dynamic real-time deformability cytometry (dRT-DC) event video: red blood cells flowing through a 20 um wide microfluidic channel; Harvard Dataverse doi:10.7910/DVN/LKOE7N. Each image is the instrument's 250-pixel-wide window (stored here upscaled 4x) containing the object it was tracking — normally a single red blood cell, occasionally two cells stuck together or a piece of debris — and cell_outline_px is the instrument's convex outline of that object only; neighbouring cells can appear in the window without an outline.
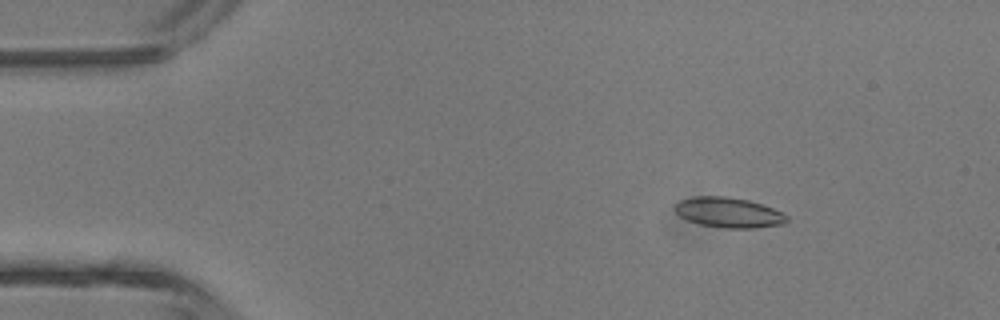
{"species": "common noctule bat (a hibernating species)", "species_latin": "Nyctalus noctula", "temperature_condition": "room temperature", "stored_images_in_passage": 4, "camera_frame_rate_fps": 3000, "um_per_image_px": 0.085, "animal": {"sex": "male", "body_mass_g": 13.3}, "frame": {"image": 1, "passage_image": 2, "time_ms": 1.333, "image_size_px": [1000, 320], "cell_outline_px": [[788, 220], [784, 224], [756, 228], [724, 228], [700, 224], [688, 220], [680, 216], [672, 208], [680, 200], [692, 196], [724, 196], [748, 200], [772, 208], [788, 216]], "centroid_in_image_um": [61.91, 18.06], "position_along_channel_um": 23.1, "area_um2": 19.65}}
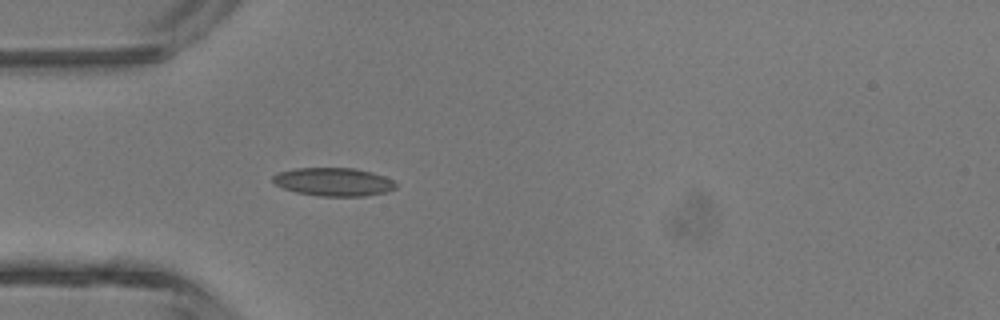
{"frame": {"image": 2, "passage_image": 4, "time_ms": 3.667, "image_size_px": [1000, 320], "cell_outline_px": [[396, 188], [388, 192], [364, 196], [320, 196], [296, 192], [284, 188], [276, 184], [272, 180], [272, 176], [276, 172], [296, 168], [356, 168], [372, 172], [384, 176], [392, 180], [396, 184]], "centroid_in_image_um": [28.36, 15.45], "position_along_channel_um": 56.6, "area_um2": 20.35}}